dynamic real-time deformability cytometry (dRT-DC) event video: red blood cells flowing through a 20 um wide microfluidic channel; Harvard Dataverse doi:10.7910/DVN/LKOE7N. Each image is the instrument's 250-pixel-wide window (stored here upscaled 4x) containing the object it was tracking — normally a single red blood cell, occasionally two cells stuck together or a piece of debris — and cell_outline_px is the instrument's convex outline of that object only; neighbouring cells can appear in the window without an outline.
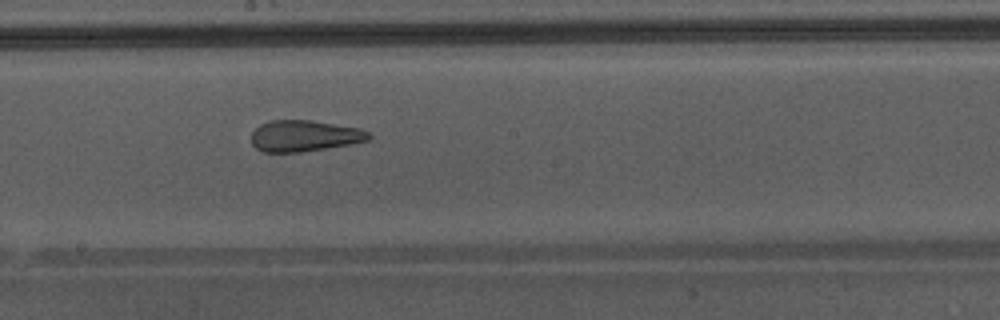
{"species": "Egyptian fruit bat (a non-hibernating species)", "species_latin": "Rousettus aegyptiacus", "temperature_condition": "warm", "stored_images_in_passage": 36, "camera_frame_rate_fps": 3000, "um_per_image_px": 0.085, "animal": {"sex": "male"}, "frame": {"image": 1, "passage_image": 16, "time_ms": 5.0, "image_size_px": [1000, 320], "cell_outline_px": [[372, 136], [368, 140], [348, 144], [300, 152], [264, 152], [256, 148], [252, 144], [252, 132], [260, 124], [272, 120], [312, 120], [360, 128], [368, 132]], "centroid_in_image_um": [25.85, 11.54], "position_along_channel_um": 222.3, "area_um2": 21.21}, "authors_computed_cell_mechanics": {"area_um2": 23.6113, "velocity_mm_per_s": 4.3767, "shape_relaxation_time_tau1_ms": null, "shape_relaxation_time_tau2_ms": 1.4041, "deformation_change_tau1": null, "deformation_change_tau2": 0.084}}